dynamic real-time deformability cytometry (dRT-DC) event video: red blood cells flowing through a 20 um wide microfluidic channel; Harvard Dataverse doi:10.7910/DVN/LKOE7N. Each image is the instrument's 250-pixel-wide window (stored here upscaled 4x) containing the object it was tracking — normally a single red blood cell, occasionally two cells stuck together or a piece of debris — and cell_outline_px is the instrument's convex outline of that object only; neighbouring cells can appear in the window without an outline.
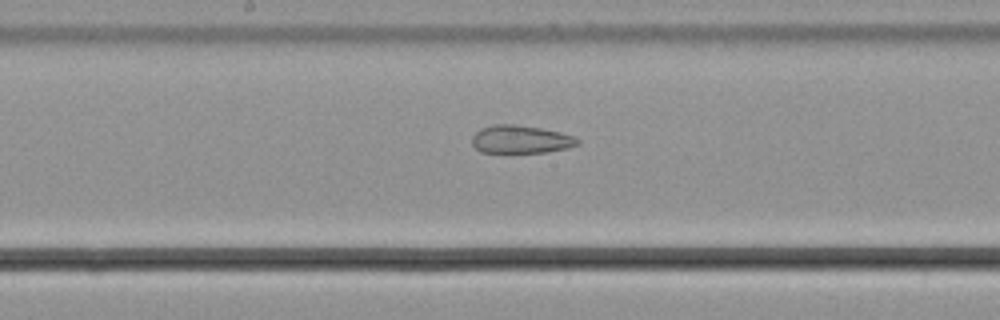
{"species": "common noctule bat (a hibernating species)", "species_latin": "Nyctalus noctula", "temperature_condition": "cold", "stored_images_in_passage": 21, "camera_frame_rate_fps": 3000, "um_per_image_px": 0.085, "animal": {"sex": "male", "body_mass_g": 21.5, "forearm_length_mm": 52.0}, "frame": {"image": 1, "passage_image": 12, "time_ms": 3.667, "image_size_px": [1000, 320], "cell_outline_px": [[580, 144], [568, 148], [548, 152], [480, 152], [472, 144], [472, 136], [480, 128], [492, 124], [516, 124], [540, 128], [560, 132], [572, 136], [580, 140]], "centroid_in_image_um": [44.26, 11.84], "position_along_channel_um": 203.9, "area_um2": 17.28}}
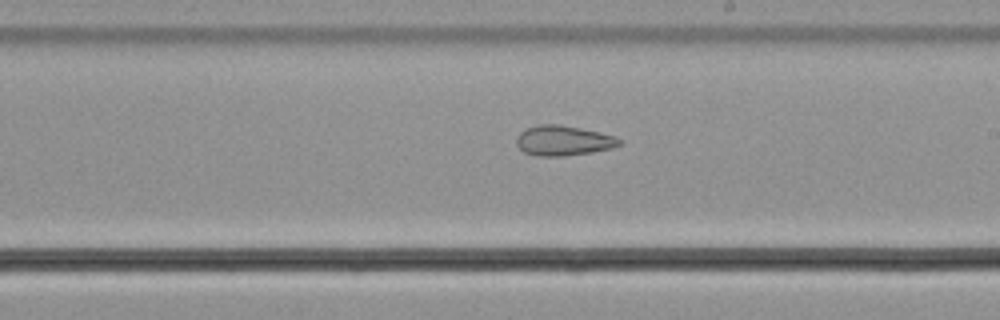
{"frame": {"image": 2, "passage_image": 15, "time_ms": 4.667, "image_size_px": [1000, 320], "cell_outline_px": [[620, 144], [612, 148], [592, 152], [564, 156], [536, 156], [524, 152], [516, 144], [516, 136], [520, 132], [528, 128], [540, 124], [560, 124], [580, 128], [616, 136], [620, 140]], "centroid_in_image_um": [47.86, 11.95], "position_along_channel_um": 241.1, "area_um2": 17.98}}